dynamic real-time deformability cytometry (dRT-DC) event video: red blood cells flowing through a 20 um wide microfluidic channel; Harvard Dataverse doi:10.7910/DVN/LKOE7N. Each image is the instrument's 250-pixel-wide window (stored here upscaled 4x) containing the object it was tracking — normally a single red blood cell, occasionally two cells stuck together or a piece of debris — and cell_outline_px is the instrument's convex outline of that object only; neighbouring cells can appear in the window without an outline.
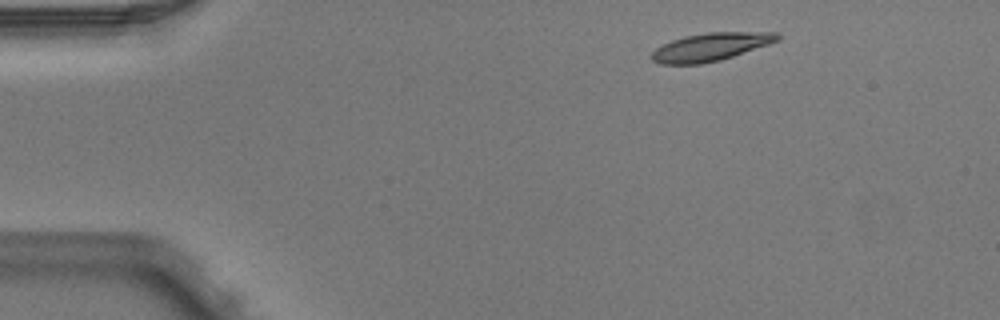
{"species": "Egyptian fruit bat (a non-hibernating species)", "species_latin": "Rousettus aegyptiacus", "temperature_condition": "warm", "stored_images_in_passage": 3, "camera_frame_rate_fps": 3000, "um_per_image_px": 0.085, "animal": {"sex": "male"}, "frame": {"image": 1, "passage_image": 1, "time_ms": 0.0, "image_size_px": [1000, 320], "cell_outline_px": [[780, 40], [720, 60], [700, 64], [660, 64], [652, 60], [648, 56], [656, 48], [672, 40], [684, 36], [708, 32], [776, 32], [780, 36]], "centroid_in_image_um": [60.36, 3.99], "position_along_channel_um": 24.6, "area_um2": 20.4}}